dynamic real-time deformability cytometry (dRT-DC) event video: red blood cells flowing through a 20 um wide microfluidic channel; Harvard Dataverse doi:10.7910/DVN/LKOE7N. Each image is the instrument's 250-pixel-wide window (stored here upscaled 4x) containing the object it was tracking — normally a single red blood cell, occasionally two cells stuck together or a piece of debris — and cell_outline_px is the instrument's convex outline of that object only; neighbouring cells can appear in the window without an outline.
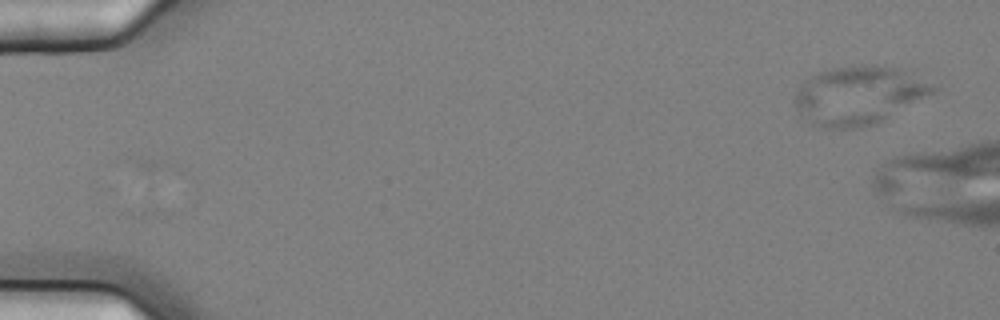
{"species": "common noctule bat (a hibernating species)", "species_latin": "Nyctalus noctula", "temperature_condition": "cold", "stored_images_in_passage": 3, "camera_frame_rate_fps": 3000, "um_per_image_px": 0.085, "animal": {"sex": "female", "body_mass_g": 25.1}, "frame": {"image": 1, "passage_image": 1, "time_ms": 0.0, "image_size_px": [1000, 320], "cell_outline_px": [[936, 88], [932, 92], [876, 124], [856, 128], [828, 128], [812, 124], [796, 108], [792, 100], [800, 88], [816, 72], [828, 68], [860, 64], [876, 64], [900, 68]], "centroid_in_image_um": [72.92, 8.09], "position_along_channel_um": 12.1, "area_um2": 46.24}}